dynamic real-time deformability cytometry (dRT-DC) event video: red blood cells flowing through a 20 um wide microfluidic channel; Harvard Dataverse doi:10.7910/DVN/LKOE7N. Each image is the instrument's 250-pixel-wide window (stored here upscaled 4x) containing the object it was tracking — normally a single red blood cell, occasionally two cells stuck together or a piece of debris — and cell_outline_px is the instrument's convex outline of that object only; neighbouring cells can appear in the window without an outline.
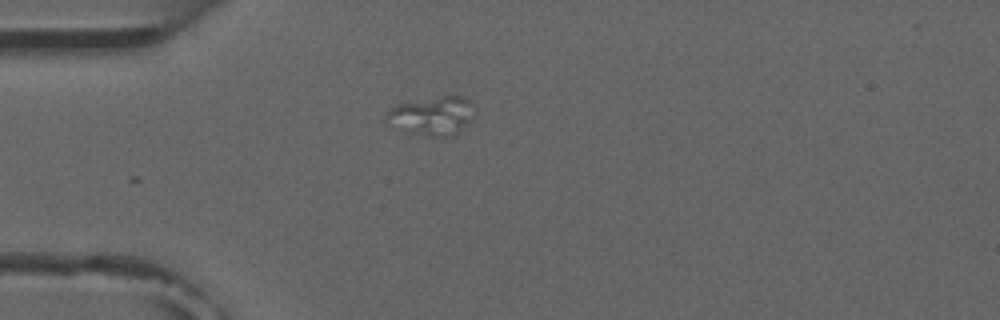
{"species": "common noctule bat (a hibernating species)", "species_latin": "Nyctalus noctula", "temperature_condition": "room temperature", "stored_images_in_passage": 1, "camera_frame_rate_fps": 3000, "um_per_image_px": 0.085, "animal": {"sex": "male", "forearm_length_mm": 52.5}, "frame": {"image": 1, "passage_image": 1, "time_ms": 0.0, "image_size_px": [1000, 320], "cell_outline_px": [[476, 108], [472, 120], [468, 124], [452, 136], [432, 136], [416, 132], [388, 124], [384, 120], [388, 112], [392, 108], [400, 104], [444, 96], [464, 96]], "centroid_in_image_um": [36.82, 9.83], "position_along_channel_um": 48.2, "area_um2": 19.25}}